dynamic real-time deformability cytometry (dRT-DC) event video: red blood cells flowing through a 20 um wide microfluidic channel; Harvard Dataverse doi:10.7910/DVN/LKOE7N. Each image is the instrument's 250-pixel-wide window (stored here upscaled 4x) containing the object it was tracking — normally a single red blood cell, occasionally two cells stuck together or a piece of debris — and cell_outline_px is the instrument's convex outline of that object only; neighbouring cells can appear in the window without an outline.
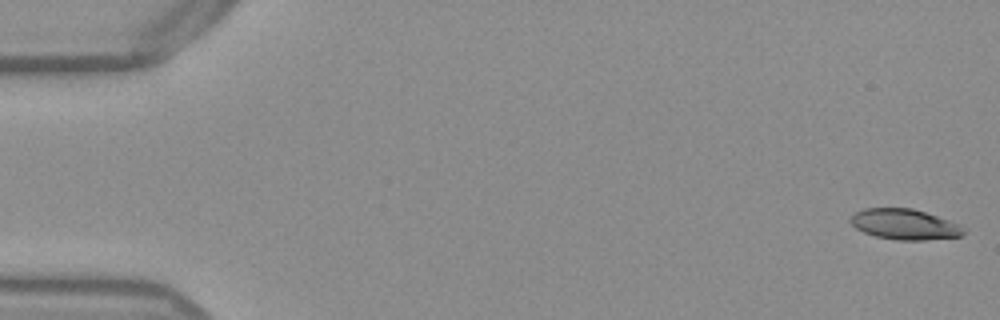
{"species": "Egyptian fruit bat (a non-hibernating species)", "species_latin": "Rousettus aegyptiacus", "temperature_condition": "warm", "stored_images_in_passage": 52, "camera_frame_rate_fps": 3000, "um_per_image_px": 0.085, "frame": {"image": 1, "passage_image": 1, "time_ms": 0.0, "image_size_px": [1000, 320], "cell_outline_px": [[968, 228], [960, 236], [924, 240], [896, 240], [876, 236], [864, 232], [856, 228], [848, 220], [856, 212], [864, 208], [912, 208], [960, 224]], "centroid_in_image_um": [76.9, 19.07], "position_along_channel_um": 8.1, "area_um2": 20.06}}
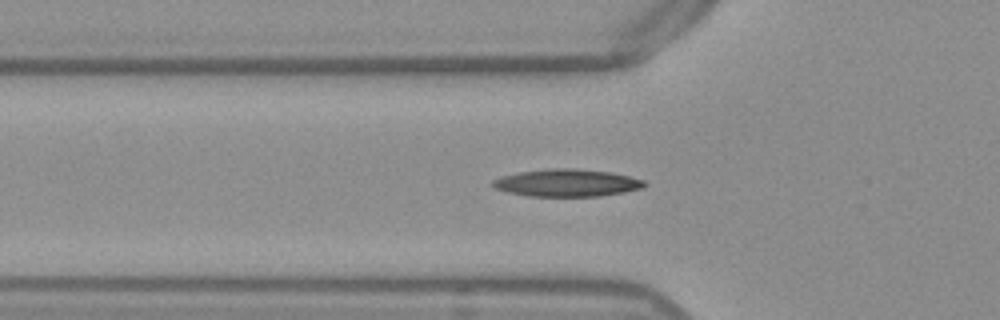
{"frame": {"image": 2, "passage_image": 18, "time_ms": 5.667, "image_size_px": [1000, 320], "cell_outline_px": [[648, 184], [644, 188], [624, 192], [600, 196], [528, 196], [508, 192], [492, 188], [488, 184], [492, 180], [500, 176], [520, 172], [552, 168], [572, 168], [608, 172], [628, 176], [644, 180]], "centroid_in_image_um": [48.14, 15.55], "position_along_channel_um": 77.7, "area_um2": 24.33}}
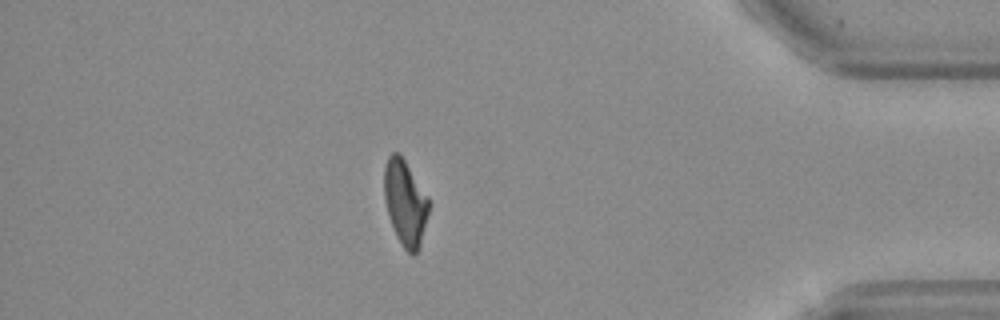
{"frame": {"image": 3, "passage_image": 46, "time_ms": 15.0, "image_size_px": [1000, 320], "cell_outline_px": [[428, 212], [420, 244], [416, 252], [412, 256], [404, 248], [396, 236], [388, 216], [384, 200], [384, 168], [388, 156], [392, 152], [400, 152], [428, 196]], "centroid_in_image_um": [34.41, 17.19], "position_along_channel_um": 400.8, "area_um2": 22.2}}